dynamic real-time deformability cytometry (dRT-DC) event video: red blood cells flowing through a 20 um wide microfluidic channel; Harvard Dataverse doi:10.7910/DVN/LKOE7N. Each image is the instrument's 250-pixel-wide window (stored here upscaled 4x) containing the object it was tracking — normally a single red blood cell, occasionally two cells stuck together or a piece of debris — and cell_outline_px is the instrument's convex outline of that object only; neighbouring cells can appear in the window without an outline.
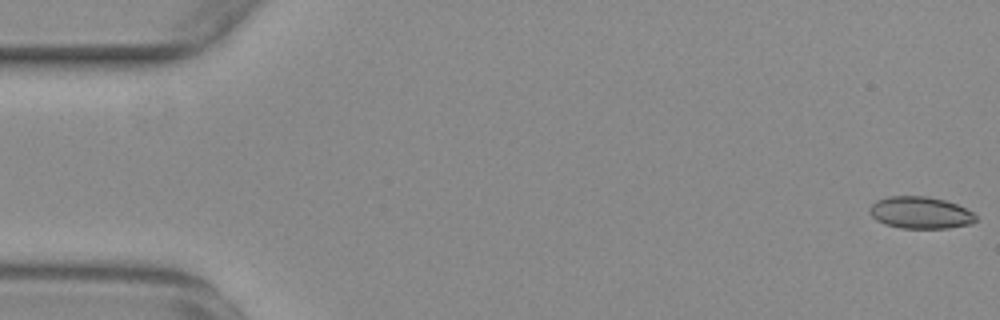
{"species": "common noctule bat (a hibernating species)", "species_latin": "Nyctalus noctula", "temperature_condition": "warm", "stored_images_in_passage": 48, "camera_frame_rate_fps": 3000, "um_per_image_px": 0.085, "animal": {"sex": "female", "body_mass_g": 29.2, "forearm_length_mm": 56.3}, "frame": {"image": 1, "passage_image": 1, "time_ms": 0.0, "image_size_px": [1000, 320], "cell_outline_px": [[976, 220], [972, 224], [948, 228], [900, 228], [884, 224], [876, 220], [868, 212], [868, 208], [876, 200], [888, 196], [928, 196], [944, 200], [956, 204], [972, 212], [976, 216]], "centroid_in_image_um": [78.19, 18.08], "position_along_channel_um": 6.8, "area_um2": 19.88}}
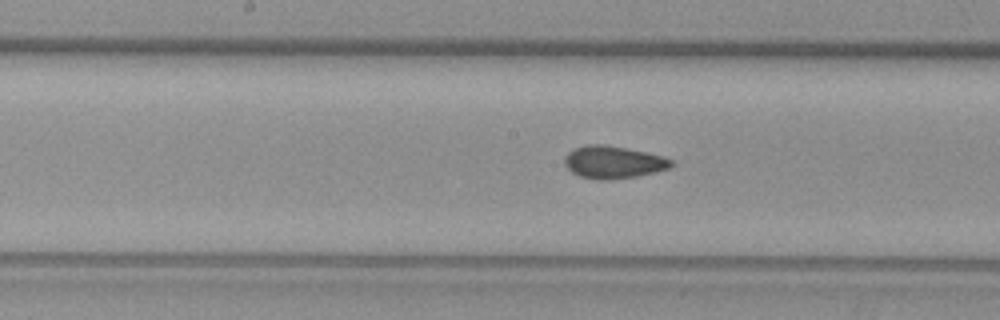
{"frame": {"image": 2, "passage_image": 28, "time_ms": 9.0, "image_size_px": [1000, 320], "cell_outline_px": [[672, 164], [668, 168], [636, 176], [612, 180], [596, 180], [580, 176], [572, 172], [564, 164], [564, 156], [572, 148], [584, 144], [604, 144], [664, 156], [672, 160]], "centroid_in_image_um": [52.06, 13.78], "position_along_channel_um": 196.1, "area_um2": 20.17}}
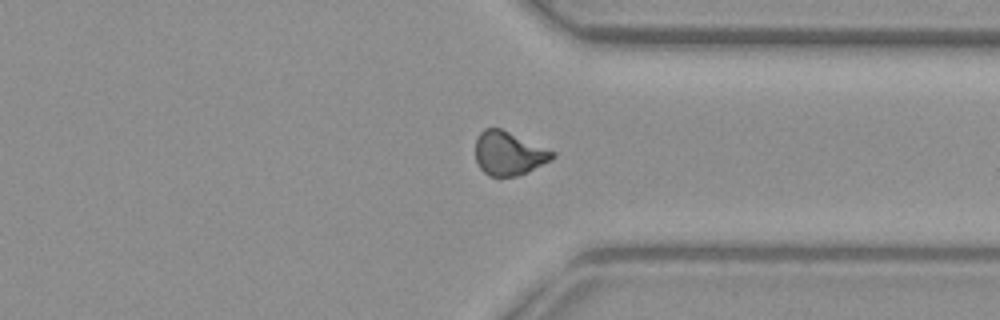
{"frame": {"image": 3, "passage_image": 42, "time_ms": 13.667, "image_size_px": [1000, 320], "cell_outline_px": [[556, 156], [552, 160], [528, 172], [516, 176], [488, 176], [480, 168], [476, 160], [476, 136], [484, 128], [500, 128], [556, 152]], "centroid_in_image_um": [43.25, 13.04], "position_along_channel_um": 368.1, "area_um2": 19.65}, "authors_computed_cell_mechanics": {"area_um2": 19.941, "velocity_mm_per_s": 3.7291, "shape_relaxation_time_tau1_ms": null, "shape_relaxation_time_tau2_ms": 1.5178, "deformation_change_tau1": null, "deformation_change_tau2": 0.0732}}